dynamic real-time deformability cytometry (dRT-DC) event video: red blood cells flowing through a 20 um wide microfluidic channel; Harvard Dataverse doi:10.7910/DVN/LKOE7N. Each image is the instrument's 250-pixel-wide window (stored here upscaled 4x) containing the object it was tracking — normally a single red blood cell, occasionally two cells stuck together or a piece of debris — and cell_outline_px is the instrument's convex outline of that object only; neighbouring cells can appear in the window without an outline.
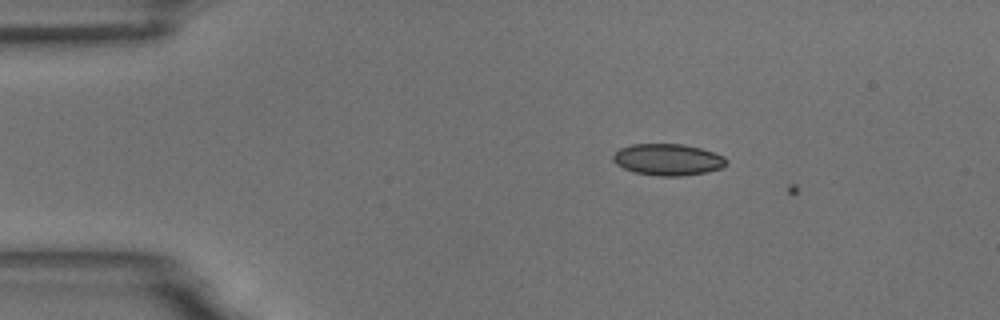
{"species": "common noctule bat (a hibernating species)", "species_latin": "Nyctalus noctula", "temperature_condition": "room temperature", "stored_images_in_passage": 3, "camera_frame_rate_fps": 3000, "um_per_image_px": 0.085, "animal": {"sex": "male", "body_mass_g": 18.8}, "frame": {"image": 1, "passage_image": 1, "time_ms": 0.0, "image_size_px": [1000, 320], "cell_outline_px": [[728, 164], [720, 168], [708, 172], [680, 176], [660, 176], [636, 172], [624, 168], [616, 164], [612, 160], [612, 156], [620, 148], [632, 144], [684, 144], [700, 148], [724, 156], [728, 160]], "centroid_in_image_um": [56.78, 13.56], "position_along_channel_um": 28.2, "area_um2": 20.81}}